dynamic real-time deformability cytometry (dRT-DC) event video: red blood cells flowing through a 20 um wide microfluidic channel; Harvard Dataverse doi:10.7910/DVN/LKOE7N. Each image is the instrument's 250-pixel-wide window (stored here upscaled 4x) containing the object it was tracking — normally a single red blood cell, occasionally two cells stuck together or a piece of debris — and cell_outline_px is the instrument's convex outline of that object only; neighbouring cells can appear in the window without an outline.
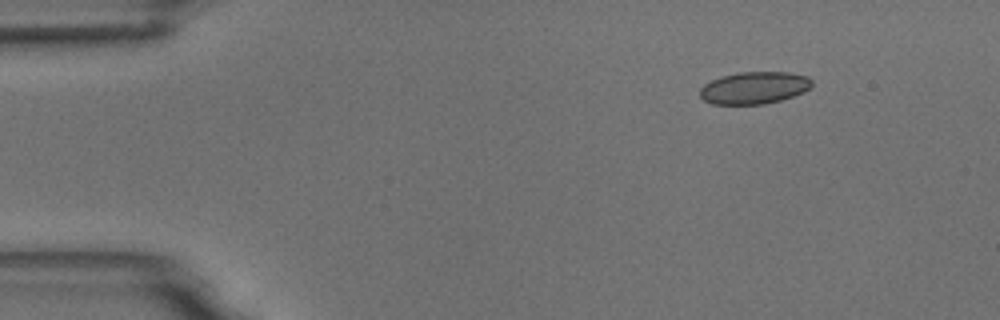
{"species": "common noctule bat (a hibernating species)", "species_latin": "Nyctalus noctula", "temperature_condition": "room temperature", "stored_images_in_passage": 5, "segment_of_instrument_passage": [2, 2], "camera_frame_rate_fps": 3000, "um_per_image_px": 0.085, "animal": {"sex": "male", "body_mass_g": 18.8}, "frame": {"image": 1, "passage_image": 5, "time_ms": 5.667, "image_size_px": [1000, 320], "cell_outline_px": [[812, 84], [804, 92], [780, 100], [764, 104], [712, 104], [704, 100], [700, 96], [700, 88], [704, 84], [720, 76], [740, 72], [788, 72], [808, 76], [812, 80]], "centroid_in_image_um": [64.1, 7.46], "position_along_channel_um": 20.9, "area_um2": 20.98}}